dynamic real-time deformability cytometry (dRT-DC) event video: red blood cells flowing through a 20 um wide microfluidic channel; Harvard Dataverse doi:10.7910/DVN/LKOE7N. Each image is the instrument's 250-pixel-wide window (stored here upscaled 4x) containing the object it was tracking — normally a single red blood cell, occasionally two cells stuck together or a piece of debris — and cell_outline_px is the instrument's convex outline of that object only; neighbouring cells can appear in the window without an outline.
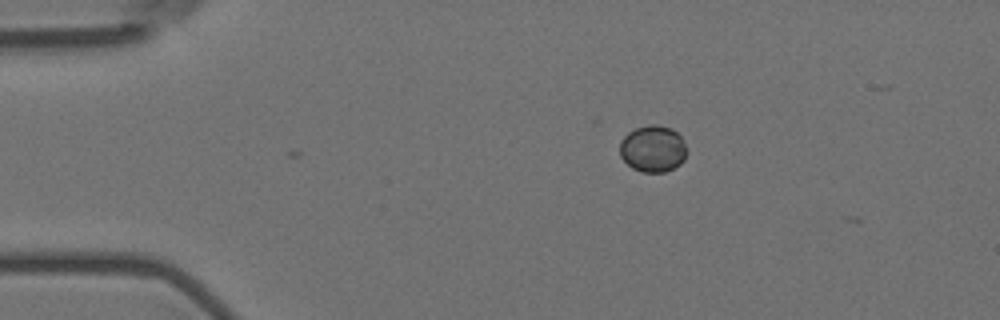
{"species": "Egyptian fruit bat (a non-hibernating species)", "species_latin": "Rousettus aegyptiacus", "temperature_condition": "room temperature", "stored_images_in_passage": 4, "camera_frame_rate_fps": 3000, "um_per_image_px": 0.085, "animal": {"sex": "female"}, "frame": {"image": 1, "passage_image": 1, "time_ms": 0.0, "image_size_px": [1000, 320], "cell_outline_px": [[688, 152], [684, 160], [680, 164], [664, 172], [640, 172], [632, 168], [620, 156], [620, 140], [628, 132], [636, 128], [648, 124], [656, 124], [672, 128], [680, 136], [688, 148]], "centroid_in_image_um": [55.5, 12.63], "position_along_channel_um": 29.5, "area_um2": 18.44}}